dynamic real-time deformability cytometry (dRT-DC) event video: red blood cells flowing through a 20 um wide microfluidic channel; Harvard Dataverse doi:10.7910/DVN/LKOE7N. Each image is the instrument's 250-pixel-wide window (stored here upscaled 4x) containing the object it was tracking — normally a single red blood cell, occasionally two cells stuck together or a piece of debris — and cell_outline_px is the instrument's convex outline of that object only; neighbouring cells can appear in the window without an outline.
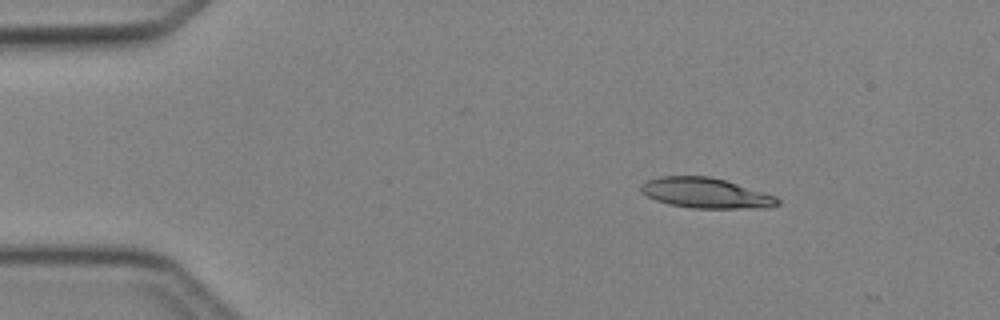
{"species": "Egyptian fruit bat (a non-hibernating species)", "species_latin": "Rousettus aegyptiacus", "temperature_condition": "cold", "stored_images_in_passage": 3, "camera_frame_rate_fps": 3000, "um_per_image_px": 0.085, "animal": {"sex": "female"}, "frame": {"image": 1, "passage_image": 1, "time_ms": 0.0, "image_size_px": [1000, 320], "cell_outline_px": [[780, 204], [768, 208], [692, 208], [668, 204], [656, 200], [640, 192], [640, 184], [644, 180], [660, 176], [708, 176], [724, 180], [776, 196], [780, 200]], "centroid_in_image_um": [59.95, 16.41], "position_along_channel_um": 25.0, "area_um2": 24.16}}